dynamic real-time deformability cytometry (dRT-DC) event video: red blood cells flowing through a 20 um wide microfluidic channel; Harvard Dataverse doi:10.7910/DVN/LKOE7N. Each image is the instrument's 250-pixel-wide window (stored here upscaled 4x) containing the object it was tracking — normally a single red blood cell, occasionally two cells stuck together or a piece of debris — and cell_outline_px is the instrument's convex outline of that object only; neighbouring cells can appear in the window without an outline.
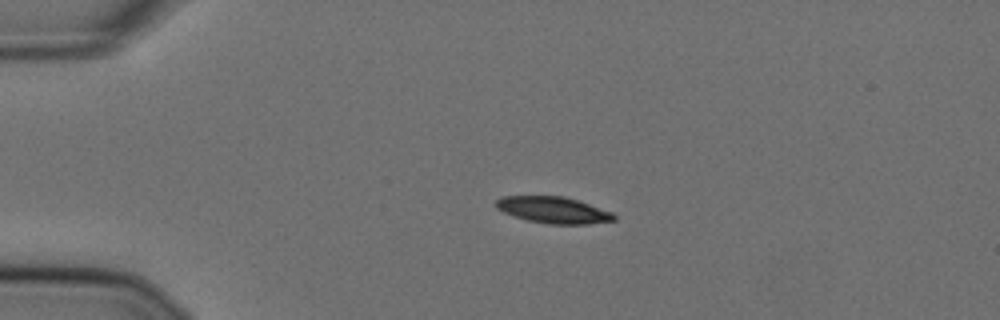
{"species": "Egyptian fruit bat (a non-hibernating species)", "species_latin": "Rousettus aegyptiacus", "temperature_condition": "cold", "stored_images_in_passage": 14, "camera_frame_rate_fps": 3000, "um_per_image_px": 0.085, "animal": {"sex": "female"}, "frame": {"image": 1, "passage_image": 1, "time_ms": 0.0, "image_size_px": [1000, 320], "cell_outline_px": [[616, 220], [588, 224], [548, 224], [528, 220], [504, 212], [496, 208], [496, 200], [504, 196], [564, 196], [612, 212], [616, 216]], "centroid_in_image_um": [47.05, 17.85], "position_along_channel_um": 38.0, "area_um2": 17.98}}
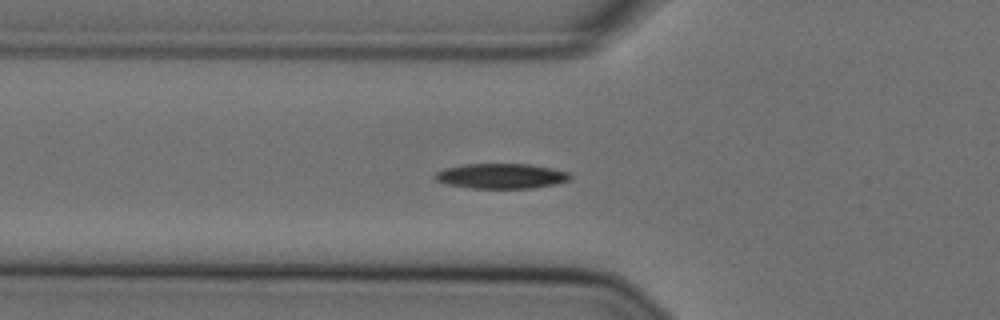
{"frame": {"image": 2, "passage_image": 8, "time_ms": 2.333, "image_size_px": [1000, 320], "cell_outline_px": [[572, 176], [568, 180], [556, 184], [532, 188], [472, 188], [448, 184], [436, 180], [432, 176], [436, 172], [444, 168], [464, 164], [528, 164], [552, 168], [568, 172]], "centroid_in_image_um": [42.59, 14.96], "position_along_channel_um": 83.2, "area_um2": 19.71}}
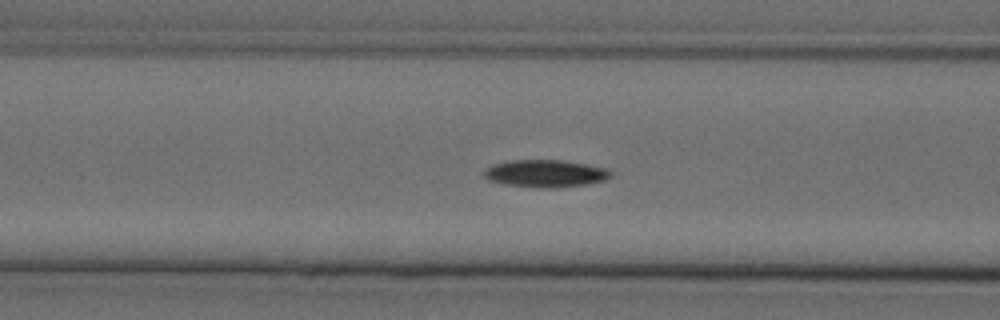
{"frame": {"image": 3, "passage_image": 11, "time_ms": 3.333, "image_size_px": [1000, 320], "cell_outline_px": [[612, 176], [604, 180], [584, 184], [556, 188], [536, 188], [504, 184], [488, 180], [484, 176], [484, 168], [492, 164], [512, 160], [564, 160], [608, 168], [612, 172]], "centroid_in_image_um": [46.34, 14.74], "position_along_channel_um": 120.3, "area_um2": 20.4}}